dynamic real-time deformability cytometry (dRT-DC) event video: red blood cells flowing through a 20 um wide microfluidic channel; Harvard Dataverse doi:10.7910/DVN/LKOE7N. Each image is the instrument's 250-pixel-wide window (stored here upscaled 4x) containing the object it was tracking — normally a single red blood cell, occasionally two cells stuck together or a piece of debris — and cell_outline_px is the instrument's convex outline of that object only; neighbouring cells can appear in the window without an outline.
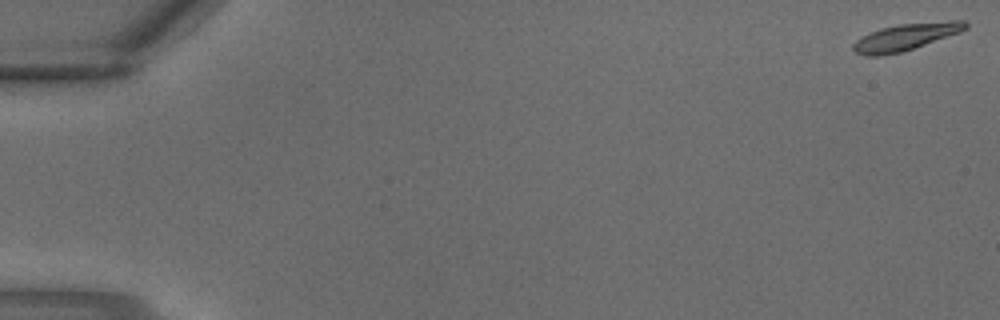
{"species": "common noctule bat (a hibernating species)", "species_latin": "Nyctalus noctula", "temperature_condition": "warm", "stored_images_in_passage": 4, "camera_frame_rate_fps": 3000, "um_per_image_px": 0.085, "animal": {"sex": "male", "body_mass_g": 18.8}, "frame": {"image": 1, "passage_image": 1, "time_ms": 0.0, "image_size_px": [1000, 320], "cell_outline_px": [[968, 28], [960, 32], [900, 52], [880, 56], [864, 56], [856, 52], [852, 48], [852, 44], [856, 40], [880, 28], [900, 24], [952, 20], [964, 20], [968, 24]], "centroid_in_image_um": [76.98, 3.13], "position_along_channel_um": 8.0, "area_um2": 17.28}}
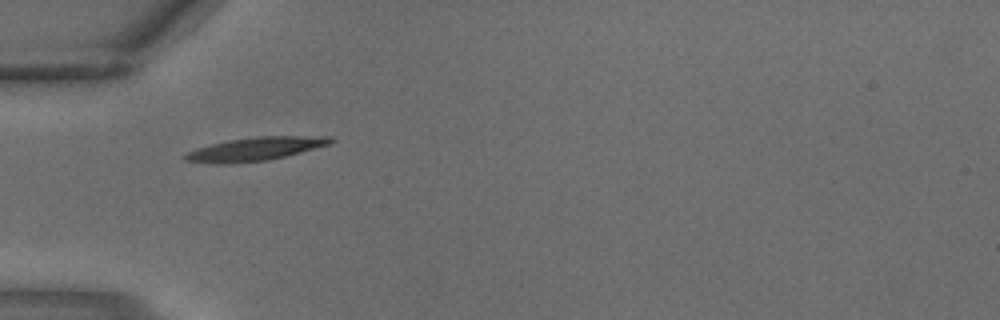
{"frame": {"image": 2, "passage_image": 4, "time_ms": 1.0, "image_size_px": [1000, 320], "cell_outline_px": [[336, 140], [332, 144], [268, 160], [224, 164], [216, 164], [184, 160], [184, 156], [188, 152], [196, 148], [228, 140], [260, 136], [332, 136]], "centroid_in_image_um": [21.75, 12.65], "position_along_channel_um": 63.2, "area_um2": 19.77}}